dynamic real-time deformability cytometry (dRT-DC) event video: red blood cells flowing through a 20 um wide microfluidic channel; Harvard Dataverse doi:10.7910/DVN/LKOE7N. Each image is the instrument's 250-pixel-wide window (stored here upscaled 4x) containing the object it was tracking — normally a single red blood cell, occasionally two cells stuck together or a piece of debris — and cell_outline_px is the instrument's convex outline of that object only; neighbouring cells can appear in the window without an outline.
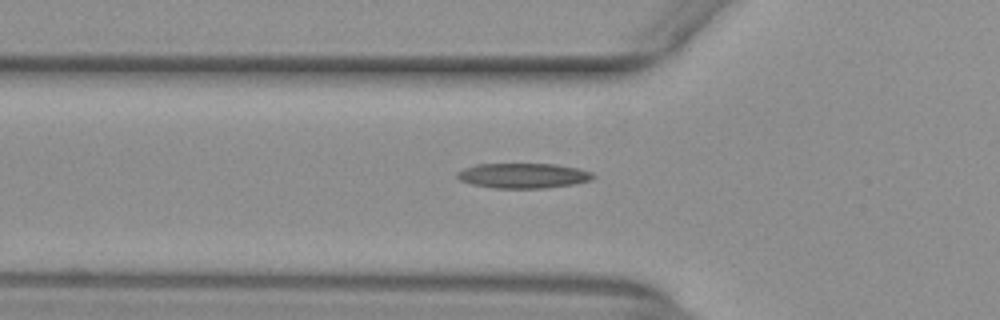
{"species": "common noctule bat (a hibernating species)", "species_latin": "Nyctalus noctula", "temperature_condition": "warm", "stored_images_in_passage": 36, "camera_frame_rate_fps": 3000, "um_per_image_px": 0.085, "animal": {"sex": "female", "body_mass_g": 29.2, "forearm_length_mm": 56.3}, "frame": {"image": 1, "passage_image": 7, "time_ms": 2.0, "image_size_px": [1000, 320], "cell_outline_px": [[596, 176], [592, 180], [576, 184], [544, 188], [496, 188], [472, 184], [460, 180], [456, 176], [456, 172], [464, 168], [476, 164], [556, 164], [576, 168], [592, 172]], "centroid_in_image_um": [44.49, 14.93], "position_along_channel_um": 81.3, "area_um2": 19.88}}
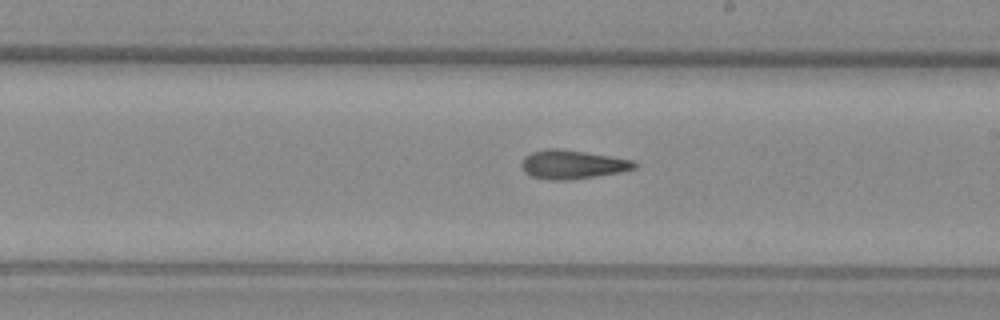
{"frame": {"image": 2, "passage_image": 19, "time_ms": 6.0, "image_size_px": [1000, 320], "cell_outline_px": [[636, 168], [620, 172], [596, 176], [568, 180], [552, 180], [532, 176], [524, 172], [520, 164], [524, 156], [532, 152], [544, 148], [556, 148], [584, 152], [632, 160], [636, 164]], "centroid_in_image_um": [48.6, 13.98], "position_along_channel_um": 240.4, "area_um2": 18.79}}
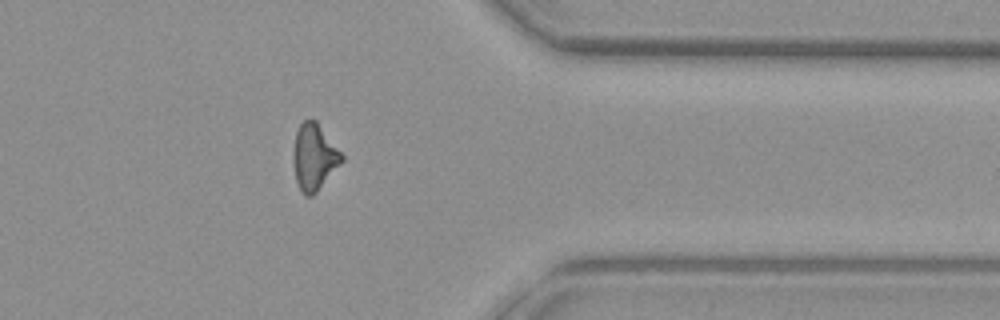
{"frame": {"image": 3, "passage_image": 31, "time_ms": 10.0, "image_size_px": [1000, 320], "cell_outline_px": [[344, 160], [316, 192], [312, 196], [304, 196], [300, 192], [296, 180], [292, 160], [292, 156], [296, 132], [300, 124], [304, 120], [316, 120], [344, 156]], "centroid_in_image_um": [26.68, 13.36], "position_along_channel_um": 384.7, "area_um2": 18.73}, "authors_computed_cell_mechanics": {"area_um2": 18.7561, "velocity_mm_per_s": 3.961, "shape_relaxation_time_tau1_ms": null, "shape_relaxation_time_tau2_ms": 3.316, "deformation_change_tau1": null, "deformation_change_tau2": 0.122}}